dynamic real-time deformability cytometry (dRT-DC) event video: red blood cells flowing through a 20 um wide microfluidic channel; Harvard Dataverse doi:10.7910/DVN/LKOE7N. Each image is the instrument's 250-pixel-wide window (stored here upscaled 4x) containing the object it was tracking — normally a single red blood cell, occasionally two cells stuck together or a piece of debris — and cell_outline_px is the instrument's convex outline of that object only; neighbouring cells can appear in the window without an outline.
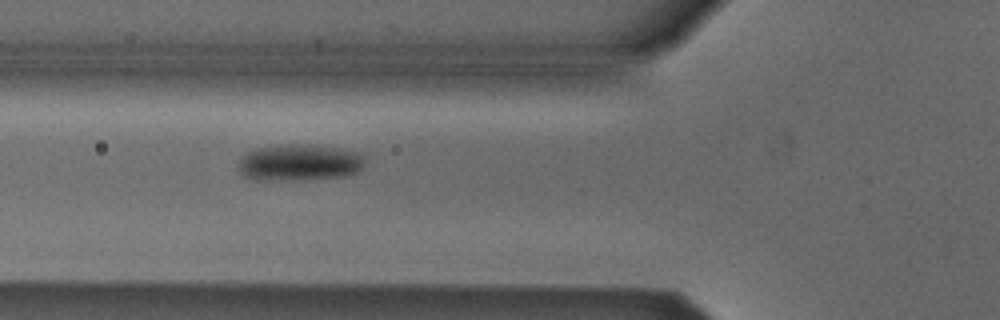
{"species": "Egyptian fruit bat (a non-hibernating species)", "species_latin": "Rousettus aegyptiacus", "temperature_condition": "cold", "stored_images_in_passage": 5, "camera_frame_rate_fps": 3000, "um_per_image_px": 0.085, "animal": {"sex": "male"}, "frame": {"image": 1, "passage_image": 5, "time_ms": 5.667, "image_size_px": [1000, 320], "cell_outline_px": [[368, 156], [364, 168], [356, 172], [344, 176], [296, 180], [252, 180], [244, 176], [240, 172], [240, 156], [256, 148], [276, 144], [312, 144], [340, 148], [360, 152]], "centroid_in_image_um": [25.5, 13.8], "position_along_channel_um": 100.3, "area_um2": 27.63}}